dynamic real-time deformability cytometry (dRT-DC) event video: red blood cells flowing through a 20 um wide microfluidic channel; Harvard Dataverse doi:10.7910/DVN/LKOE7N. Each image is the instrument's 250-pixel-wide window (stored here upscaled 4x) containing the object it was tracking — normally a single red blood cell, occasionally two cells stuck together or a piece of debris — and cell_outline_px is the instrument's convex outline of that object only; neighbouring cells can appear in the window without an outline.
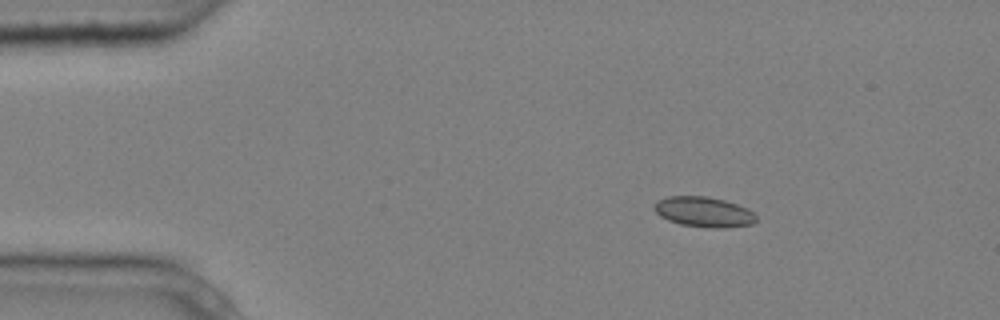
{"species": "common noctule bat (a hibernating species)", "species_latin": "Nyctalus noctula", "temperature_condition": "cold", "stored_images_in_passage": 3, "camera_frame_rate_fps": 3000, "um_per_image_px": 0.085, "animal": {"sex": "male", "body_mass_g": 20.4}, "frame": {"image": 1, "passage_image": 1, "time_ms": 0.0, "image_size_px": [1000, 320], "cell_outline_px": [[756, 220], [752, 224], [724, 228], [708, 228], [680, 224], [668, 220], [660, 216], [652, 208], [660, 200], [668, 196], [708, 196], [724, 200], [748, 208], [756, 216]], "centroid_in_image_um": [59.83, 18.02], "position_along_channel_um": 25.2, "area_um2": 17.92}}